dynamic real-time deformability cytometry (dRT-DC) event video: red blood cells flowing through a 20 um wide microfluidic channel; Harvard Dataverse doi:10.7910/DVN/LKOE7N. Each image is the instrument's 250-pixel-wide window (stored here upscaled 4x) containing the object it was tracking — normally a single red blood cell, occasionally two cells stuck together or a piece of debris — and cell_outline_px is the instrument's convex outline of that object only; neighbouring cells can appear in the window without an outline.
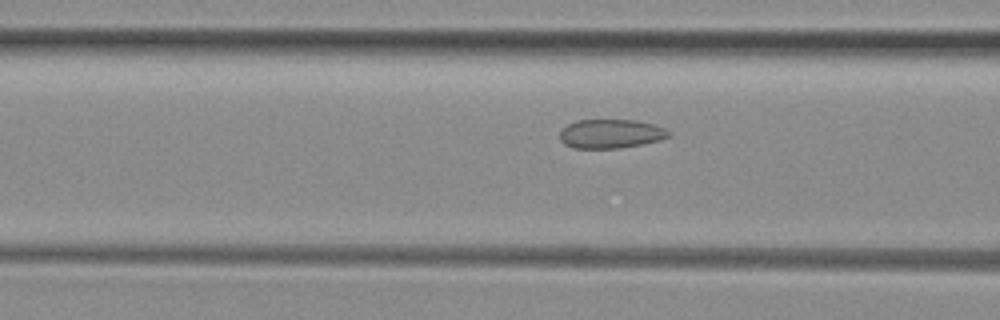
{"species": "common noctule bat (a hibernating species)", "species_latin": "Nyctalus noctula", "temperature_condition": "room temperature", "stored_images_in_passage": 37, "camera_frame_rate_fps": 3000, "um_per_image_px": 0.085, "animal": {"sex": "female", "body_mass_g": 29.2, "forearm_length_mm": 56.3}, "frame": {"image": 1, "passage_image": 5, "time_ms": 1.333, "image_size_px": [1000, 320], "cell_outline_px": [[664, 136], [652, 140], [636, 144], [612, 148], [580, 148], [568, 144], [560, 136], [564, 128], [572, 124], [584, 120], [624, 120], [648, 124], [656, 128]], "centroid_in_image_um": [51.72, 11.37], "position_along_channel_um": 114.9, "area_um2": 16.24}}
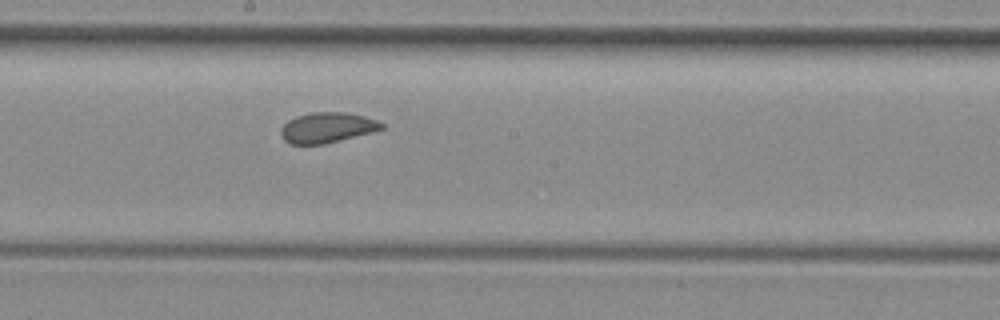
{"frame": {"image": 2, "passage_image": 13, "time_ms": 4.0, "image_size_px": [1000, 320], "cell_outline_px": [[384, 124], [380, 128], [316, 144], [292, 144], [284, 136], [284, 124], [300, 116], [360, 116]], "centroid_in_image_um": [27.73, 10.91], "position_along_channel_um": 220.5, "area_um2": 14.62}}
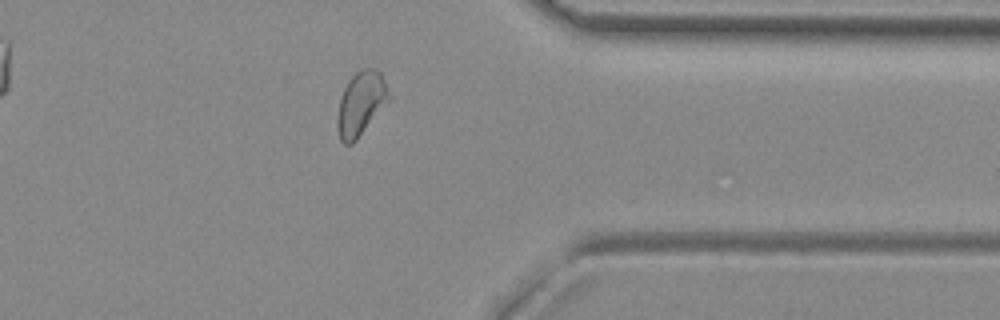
{"frame": {"image": 3, "passage_image": 26, "time_ms": 8.333, "image_size_px": [1000, 320], "cell_outline_px": [[376, 100], [360, 132], [348, 144], [340, 136], [340, 104], [344, 92], [348, 84], [360, 72]], "centroid_in_image_um": [30.19, 9.17], "position_along_channel_um": 381.2, "area_um2": 11.39}, "authors_computed_cell_mechanics": {"area_um2": 15.6638, "velocity_mm_per_s": 3.9601, "shape_relaxation_time_tau1_ms": null, "shape_relaxation_time_tau2_ms": 1.5121, "deformation_change_tau1": null, "deformation_change_tau2": 0.081}}